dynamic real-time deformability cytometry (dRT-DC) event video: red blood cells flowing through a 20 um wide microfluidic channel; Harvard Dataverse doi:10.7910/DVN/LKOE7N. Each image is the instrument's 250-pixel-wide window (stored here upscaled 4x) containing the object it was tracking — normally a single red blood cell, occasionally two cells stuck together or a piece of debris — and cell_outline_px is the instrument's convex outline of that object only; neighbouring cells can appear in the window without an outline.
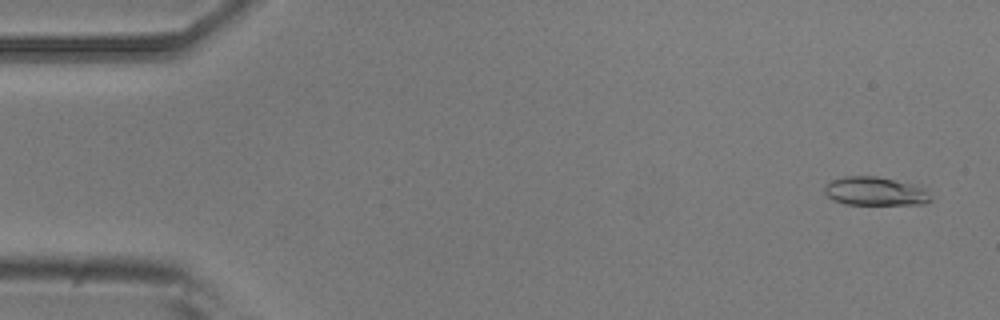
{"species": "common noctule bat (a hibernating species)", "species_latin": "Nyctalus noctula", "temperature_condition": "room temperature", "stored_images_in_passage": 33, "camera_frame_rate_fps": 3000, "um_per_image_px": 0.085, "animal": {"sex": "male", "body_mass_g": 20.5, "forearm_length_mm": 52.5}, "frame": {"image": 1, "passage_image": 3, "time_ms": 0.667, "image_size_px": [1000, 320], "cell_outline_px": [[932, 200], [924, 204], [844, 204], [832, 200], [824, 192], [824, 188], [832, 180], [844, 176], [876, 176], [924, 188]], "centroid_in_image_um": [74.34, 16.27], "position_along_channel_um": 10.7, "area_um2": 17.34}}
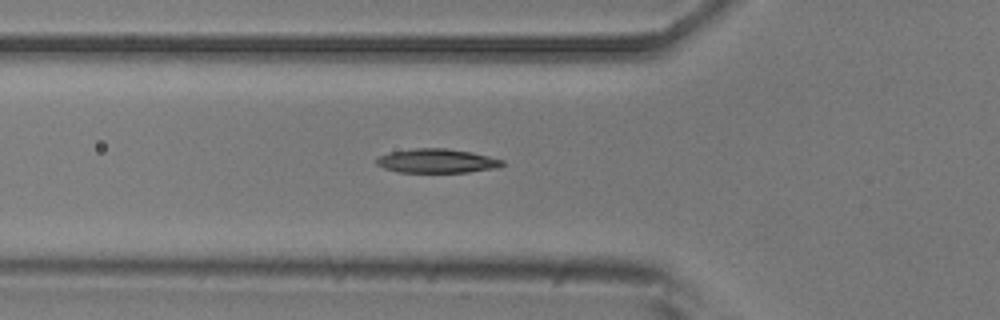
{"frame": {"image": 2, "passage_image": 19, "time_ms": 6.0, "image_size_px": [1000, 320], "cell_outline_px": [[504, 164], [496, 168], [468, 172], [396, 172], [384, 168], [376, 164], [376, 160], [380, 156], [388, 152], [412, 148], [448, 148], [472, 152], [504, 160]], "centroid_in_image_um": [37.12, 13.67], "position_along_channel_um": 88.7, "area_um2": 17.74}}
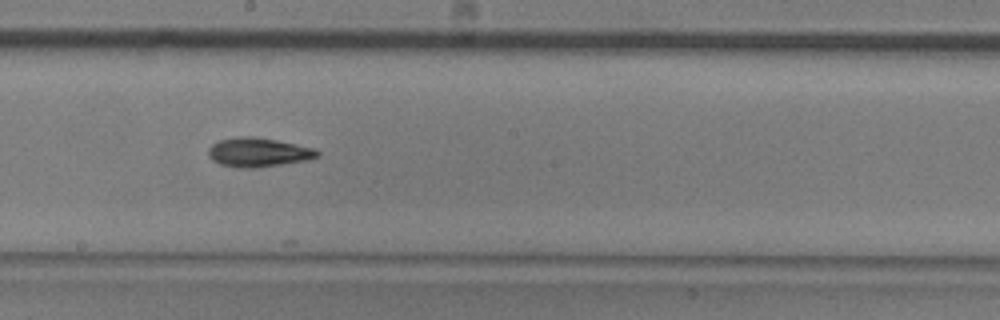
{"frame": {"image": 3, "passage_image": 30, "time_ms": 9.667, "image_size_px": [1000, 320], "cell_outline_px": [[320, 156], [308, 160], [256, 168], [236, 168], [220, 164], [212, 160], [208, 156], [208, 148], [212, 144], [220, 140], [240, 136], [252, 136], [276, 140], [296, 144], [312, 148], [320, 152]], "centroid_in_image_um": [21.94, 12.95], "position_along_channel_um": 226.3, "area_um2": 18.55}}